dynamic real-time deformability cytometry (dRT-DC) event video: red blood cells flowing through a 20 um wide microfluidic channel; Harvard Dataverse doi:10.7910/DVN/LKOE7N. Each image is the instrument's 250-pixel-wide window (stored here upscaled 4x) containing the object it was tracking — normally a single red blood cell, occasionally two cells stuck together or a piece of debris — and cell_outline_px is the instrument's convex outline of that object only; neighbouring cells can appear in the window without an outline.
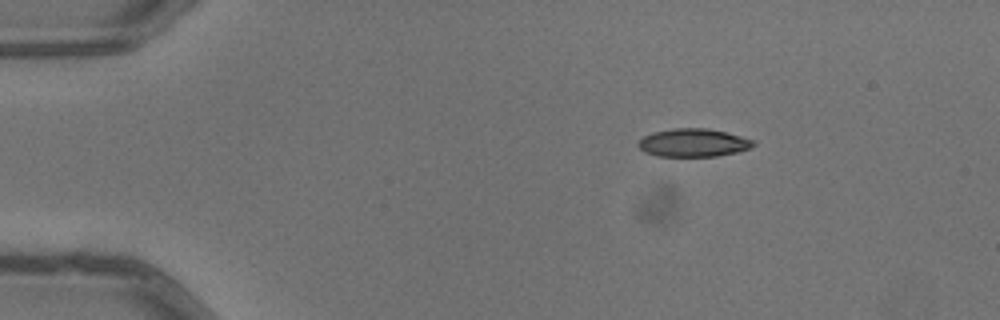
{"species": "common noctule bat (a hibernating species)", "species_latin": "Nyctalus noctula", "temperature_condition": "warm", "stored_images_in_passage": 3, "camera_frame_rate_fps": 3000, "um_per_image_px": 0.085, "animal": {"sex": "male", "body_mass_g": 13.3}, "frame": {"image": 1, "passage_image": 1, "time_ms": 0.0, "image_size_px": [1000, 320], "cell_outline_px": [[756, 144], [748, 148], [736, 152], [716, 156], [656, 156], [644, 152], [636, 144], [644, 136], [652, 132], [672, 128], [708, 128], [756, 140]], "centroid_in_image_um": [58.9, 12.13], "position_along_channel_um": 26.1, "area_um2": 18.84}}
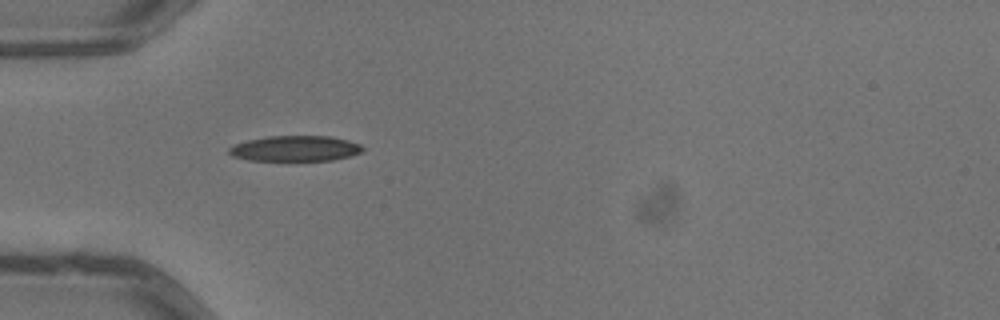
{"frame": {"image": 2, "passage_image": 3, "time_ms": 0.667, "image_size_px": [1000, 320], "cell_outline_px": [[364, 152], [332, 160], [248, 160], [232, 156], [228, 152], [228, 148], [232, 144], [248, 140], [268, 136], [332, 136], [348, 140], [360, 144], [364, 148]], "centroid_in_image_um": [25.08, 12.61], "position_along_channel_um": 59.9, "area_um2": 19.94}}